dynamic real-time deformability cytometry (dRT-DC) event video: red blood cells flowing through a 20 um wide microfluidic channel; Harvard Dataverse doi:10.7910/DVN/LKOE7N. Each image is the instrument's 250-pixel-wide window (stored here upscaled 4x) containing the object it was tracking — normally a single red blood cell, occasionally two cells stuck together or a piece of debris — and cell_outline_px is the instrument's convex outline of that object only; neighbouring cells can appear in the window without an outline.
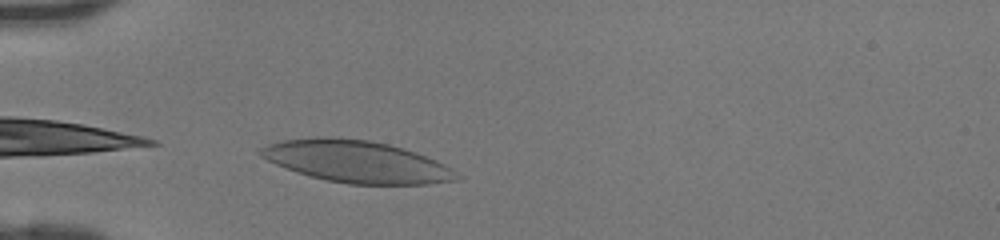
{"species": "human", "species_latin": "Homo sapiens", "temperature_condition": "room temperature", "stored_images_in_passage": 27, "camera_frame_rate_fps": 3000, "um_per_image_px": 0.085, "donor": {"sex": "female"}, "frame": {"image": 1, "passage_image": 1, "time_ms": 0.0, "image_size_px": [1000, 240], "cell_outline_px": [[460, 180], [428, 184], [348, 184], [328, 180], [296, 172], [276, 164], [260, 156], [256, 152], [260, 148], [268, 144], [284, 140], [316, 136], [324, 136], [368, 140], [388, 144], [404, 148], [416, 152], [436, 160], [452, 168], [460, 176]], "centroid_in_image_um": [30.32, 13.73], "position_along_channel_um": 54.7, "area_um2": 47.97}}
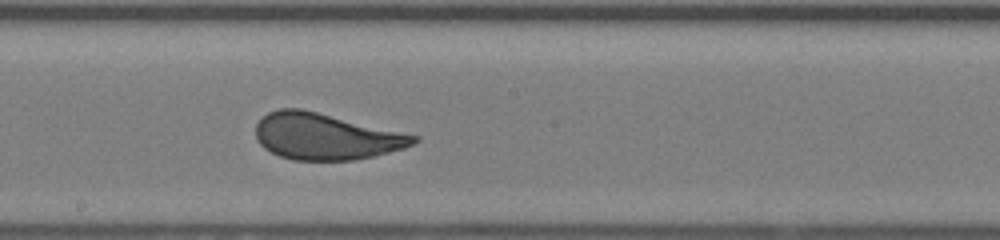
{"frame": {"image": 2, "passage_image": 13, "time_ms": 4.0, "image_size_px": [1000, 240], "cell_outline_px": [[420, 140], [404, 148], [372, 156], [352, 160], [292, 160], [280, 156], [264, 148], [256, 140], [256, 124], [268, 112], [280, 108], [300, 108], [420, 136]], "centroid_in_image_um": [27.67, 11.6], "position_along_channel_um": 220.5, "area_um2": 42.43}}
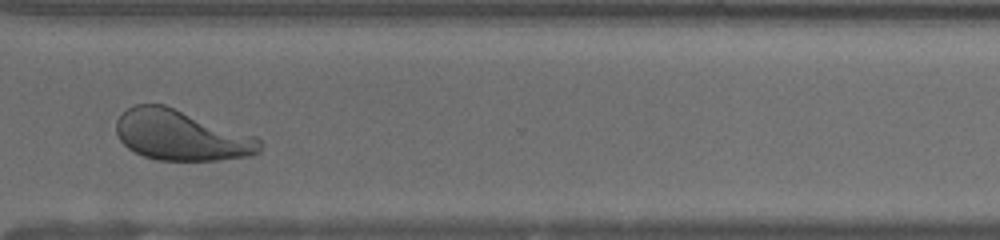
{"frame": {"image": 3, "passage_image": 22, "time_ms": 7.0, "image_size_px": [1000, 240], "cell_outline_px": [[260, 152], [252, 156], [216, 160], [156, 160], [144, 156], [128, 148], [120, 140], [116, 132], [116, 120], [128, 108], [136, 104], [164, 104], [256, 136], [260, 140]], "centroid_in_image_um": [15.4, 11.5], "position_along_channel_um": 355.2, "area_um2": 42.08}}